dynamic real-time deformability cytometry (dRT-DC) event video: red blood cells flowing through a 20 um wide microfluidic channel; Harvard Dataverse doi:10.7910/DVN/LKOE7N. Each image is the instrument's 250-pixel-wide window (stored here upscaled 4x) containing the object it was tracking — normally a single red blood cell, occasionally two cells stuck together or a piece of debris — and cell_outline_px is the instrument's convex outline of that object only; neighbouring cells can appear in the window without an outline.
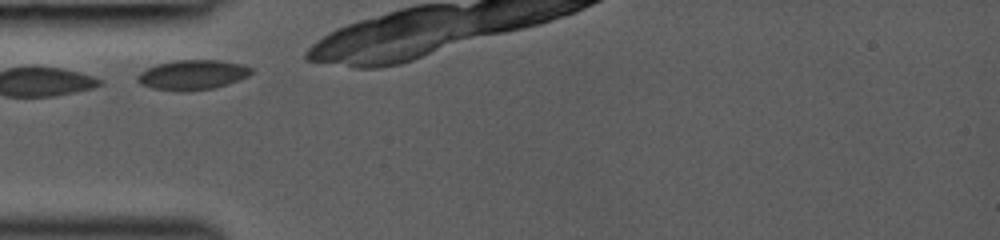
{"species": "common noctule bat (a hibernating species)", "species_latin": "Nyctalus noctula", "temperature_condition": "room temperature", "stored_images_in_passage": 4, "camera_frame_rate_fps": 3000, "um_per_image_px": 0.085, "animal": {"sex": "female", "body_mass_g": 19.0, "forearm_length_mm": 53.3}, "frame": {"image": 1, "passage_image": 1, "time_ms": 0.0, "image_size_px": [1000, 240], "cell_outline_px": [[252, 72], [248, 76], [228, 84], [216, 88], [184, 92], [180, 92], [152, 88], [140, 84], [136, 80], [136, 76], [140, 72], [156, 64], [176, 60], [216, 60], [240, 64], [252, 68]], "centroid_in_image_um": [16.33, 6.38], "position_along_channel_um": 68.7, "area_um2": 19.88}}